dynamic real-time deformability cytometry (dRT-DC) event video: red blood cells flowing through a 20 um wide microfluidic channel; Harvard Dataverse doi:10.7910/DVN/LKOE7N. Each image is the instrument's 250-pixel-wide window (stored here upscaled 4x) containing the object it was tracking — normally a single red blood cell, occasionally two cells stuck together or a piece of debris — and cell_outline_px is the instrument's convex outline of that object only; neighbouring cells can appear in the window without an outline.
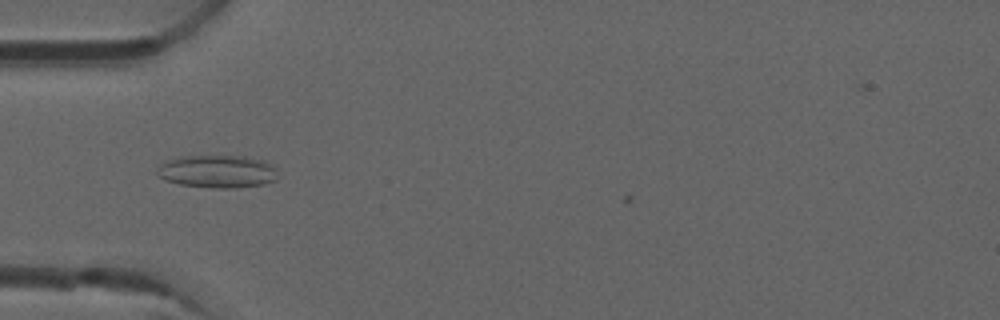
{"species": "common noctule bat (a hibernating species)", "species_latin": "Nyctalus noctula", "temperature_condition": "room temperature", "stored_images_in_passage": 34, "camera_frame_rate_fps": 3000, "um_per_image_px": 0.085, "animal": {"sex": "male", "forearm_length_mm": 52.5}, "frame": {"image": 1, "passage_image": 4, "time_ms": 1.0, "image_size_px": [1000, 320], "cell_outline_px": [[276, 180], [264, 184], [236, 188], [216, 188], [180, 184], [164, 180], [156, 176], [156, 168], [164, 160], [180, 156], [244, 156], [264, 160], [272, 164], [276, 168]], "centroid_in_image_um": [18.44, 14.57], "position_along_channel_um": 66.6, "area_um2": 23.41}}
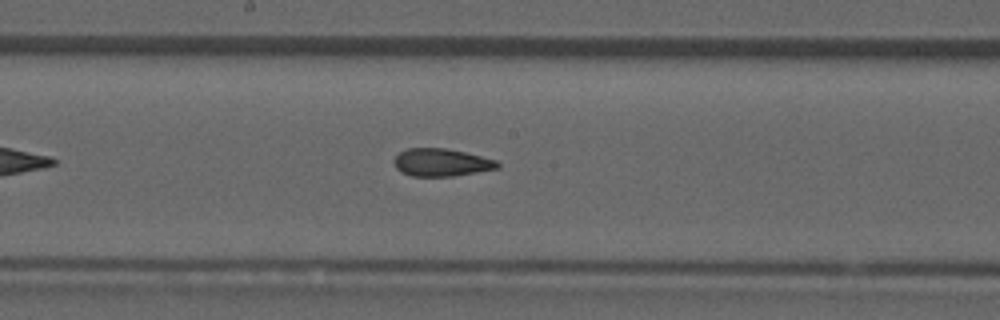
{"frame": {"image": 2, "passage_image": 15, "time_ms": 4.667, "image_size_px": [1000, 320], "cell_outline_px": [[500, 168], [452, 176], [412, 176], [400, 172], [396, 168], [392, 160], [400, 152], [408, 148], [444, 148], [464, 152], [496, 160], [500, 164]], "centroid_in_image_um": [37.49, 13.81], "position_along_channel_um": 210.7, "area_um2": 16.65}}
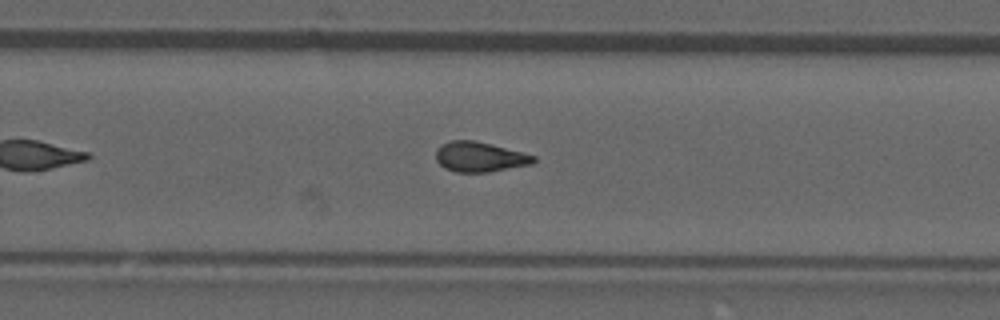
{"frame": {"image": 3, "passage_image": 21, "time_ms": 6.667, "image_size_px": [1000, 320], "cell_outline_px": [[536, 160], [532, 164], [488, 172], [456, 172], [444, 168], [436, 160], [436, 148], [440, 144], [452, 140], [472, 140], [536, 156]], "centroid_in_image_um": [40.73, 13.34], "position_along_channel_um": 289.1, "area_um2": 16.88}, "authors_computed_cell_mechanics": {"area_um2": 16.9065, "velocity_mm_per_s": 3.9351, "shape_relaxation_time_tau1_ms": null, "shape_relaxation_time_tau2_ms": 1.9132, "deformation_change_tau1": null, "deformation_change_tau2": 0.0921}}